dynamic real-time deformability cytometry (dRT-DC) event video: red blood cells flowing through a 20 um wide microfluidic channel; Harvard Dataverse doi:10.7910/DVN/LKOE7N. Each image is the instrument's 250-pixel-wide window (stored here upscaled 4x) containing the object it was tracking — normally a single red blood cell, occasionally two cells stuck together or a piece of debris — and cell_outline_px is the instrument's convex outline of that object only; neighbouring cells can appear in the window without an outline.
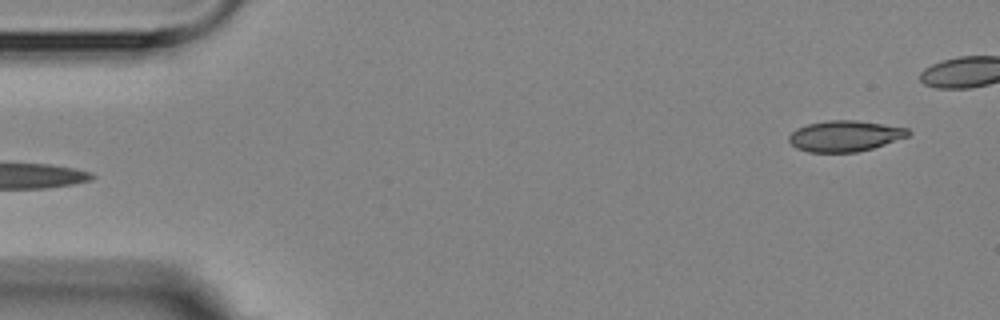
{"species": "Egyptian fruit bat (a non-hibernating species)", "species_latin": "Rousettus aegyptiacus", "temperature_condition": "room temperature", "stored_images_in_passage": 5, "segment_of_instrument_passage": [2, 2], "camera_frame_rate_fps": 3000, "um_per_image_px": 0.085, "animal": {"sex": "female"}, "frame": {"image": 1, "passage_image": 5, "time_ms": 4.667, "image_size_px": [1000, 320], "cell_outline_px": [[912, 132], [908, 136], [872, 148], [856, 152], [808, 152], [796, 148], [788, 140], [788, 136], [796, 128], [808, 124], [828, 120], [856, 120], [908, 128]], "centroid_in_image_um": [71.79, 11.56], "position_along_channel_um": 13.2, "area_um2": 21.39}}